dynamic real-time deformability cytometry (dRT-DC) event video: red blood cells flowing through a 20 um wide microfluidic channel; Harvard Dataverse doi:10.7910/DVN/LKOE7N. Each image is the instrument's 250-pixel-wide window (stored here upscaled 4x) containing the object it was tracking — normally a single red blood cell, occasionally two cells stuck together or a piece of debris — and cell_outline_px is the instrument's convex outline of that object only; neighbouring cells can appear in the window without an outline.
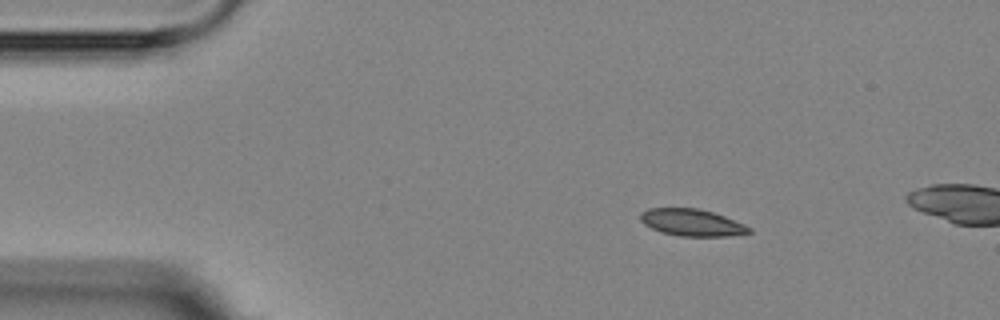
{"species": "Egyptian fruit bat (a non-hibernating species)", "species_latin": "Rousettus aegyptiacus", "temperature_condition": "room temperature", "stored_images_in_passage": 4, "camera_frame_rate_fps": 3000, "um_per_image_px": 0.085, "animal": {"sex": "female"}, "frame": {"image": 1, "passage_image": 2, "time_ms": 1.333, "image_size_px": [1000, 320], "cell_outline_px": [[752, 232], [728, 236], [680, 236], [660, 232], [644, 224], [640, 220], [640, 212], [648, 208], [696, 208], [712, 212], [724, 216], [744, 224], [752, 228]], "centroid_in_image_um": [58.79, 18.91], "position_along_channel_um": 26.2, "area_um2": 17.05}}